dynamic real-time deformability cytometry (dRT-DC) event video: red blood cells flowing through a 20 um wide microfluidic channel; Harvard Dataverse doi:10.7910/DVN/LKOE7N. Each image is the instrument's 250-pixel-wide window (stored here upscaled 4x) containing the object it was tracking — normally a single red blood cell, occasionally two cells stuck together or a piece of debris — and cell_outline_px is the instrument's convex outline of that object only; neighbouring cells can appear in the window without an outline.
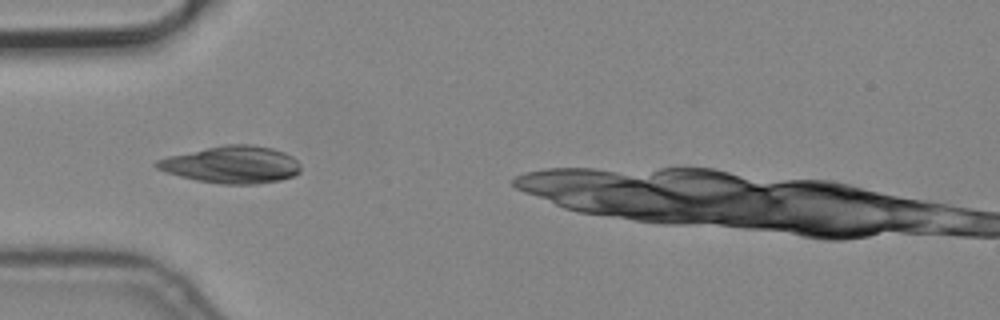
{"species": "common noctule bat (a hibernating species)", "species_latin": "Nyctalus noctula", "temperature_condition": "cold", "stored_images_in_passage": 2, "camera_frame_rate_fps": 3000, "um_per_image_px": 0.085, "animal": {"sex": "male", "body_mass_g": 19.2, "forearm_length_mm": 51.8}, "frame": {"image": 1, "passage_image": 2, "time_ms": 0.333, "image_size_px": [1000, 320], "cell_outline_px": [[300, 172], [296, 176], [280, 180], [256, 184], [220, 184], [196, 180], [180, 176], [156, 168], [152, 164], [156, 160], [168, 156], [224, 144], [252, 144], [272, 148], [284, 152], [292, 156], [300, 164]], "centroid_in_image_um": [19.72, 13.99], "position_along_channel_um": 65.3, "area_um2": 31.33}}